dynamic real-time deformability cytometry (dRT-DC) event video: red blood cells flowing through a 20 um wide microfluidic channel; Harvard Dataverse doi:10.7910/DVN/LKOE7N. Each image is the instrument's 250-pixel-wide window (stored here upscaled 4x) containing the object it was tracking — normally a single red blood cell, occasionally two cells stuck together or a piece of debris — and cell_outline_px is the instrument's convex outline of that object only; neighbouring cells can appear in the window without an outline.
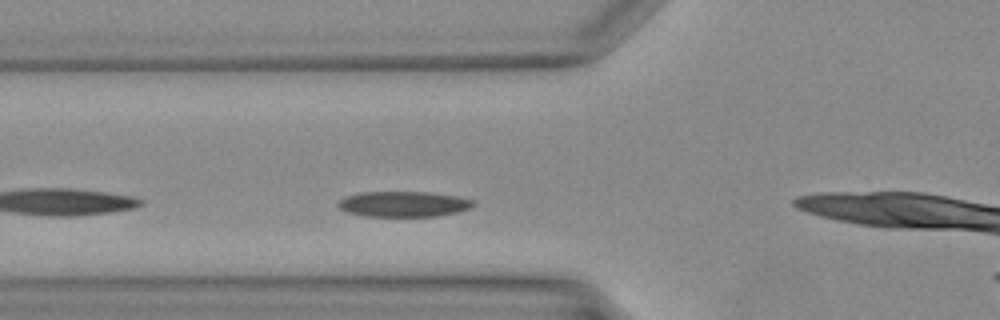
{"species": "Egyptian fruit bat (a non-hibernating species)", "species_latin": "Rousettus aegyptiacus", "temperature_condition": "warm", "stored_images_in_passage": 21, "camera_frame_rate_fps": 3000, "um_per_image_px": 0.085, "animal": {"sex": "female"}, "frame": {"image": 1, "passage_image": 4, "time_ms": 1.0, "image_size_px": [1000, 320], "cell_outline_px": [[476, 204], [472, 208], [456, 212], [436, 216], [364, 216], [344, 212], [336, 204], [344, 196], [360, 192], [428, 192], [456, 196], [472, 200]], "centroid_in_image_um": [34.26, 17.34], "position_along_channel_um": 91.5, "area_um2": 20.17}}